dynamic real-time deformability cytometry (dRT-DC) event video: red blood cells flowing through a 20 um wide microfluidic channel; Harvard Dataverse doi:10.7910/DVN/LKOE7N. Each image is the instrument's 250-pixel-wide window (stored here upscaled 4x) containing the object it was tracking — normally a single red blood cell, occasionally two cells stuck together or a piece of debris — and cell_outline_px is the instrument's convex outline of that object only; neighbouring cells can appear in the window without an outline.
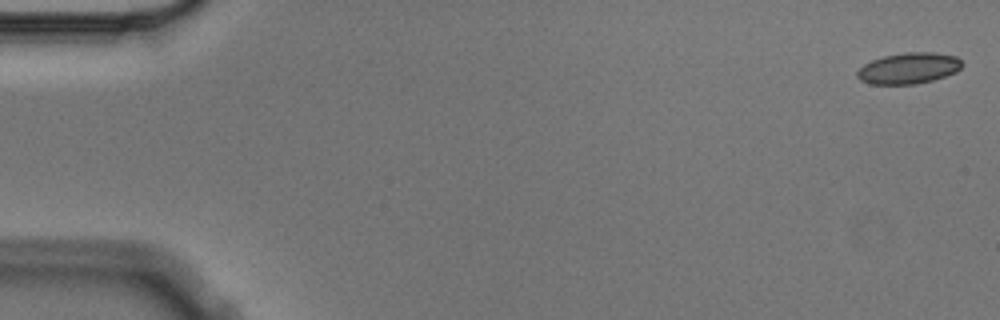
{"species": "Egyptian fruit bat (a non-hibernating species)", "species_latin": "Rousettus aegyptiacus", "temperature_condition": "cold", "stored_images_in_passage": 10, "camera_frame_rate_fps": 3000, "um_per_image_px": 0.085, "animal": {"sex": "male"}, "frame": {"image": 1, "passage_image": 1, "time_ms": 0.0, "image_size_px": [1000, 320], "cell_outline_px": [[964, 64], [956, 72], [932, 80], [916, 84], [868, 84], [860, 80], [856, 76], [856, 72], [864, 64], [872, 60], [884, 56], [904, 52], [936, 52], [956, 56]], "centroid_in_image_um": [77.23, 5.8], "position_along_channel_um": 7.8, "area_um2": 19.07}}
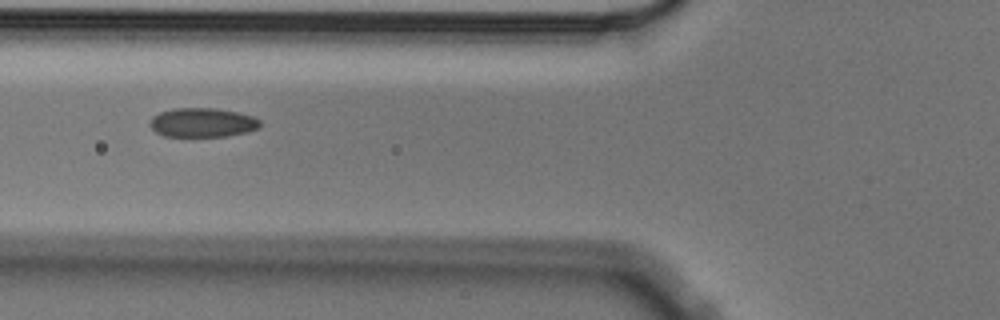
{"frame": {"image": 2, "passage_image": 6, "time_ms": 1.667, "image_size_px": [1000, 320], "cell_outline_px": [[260, 128], [248, 132], [224, 136], [164, 136], [156, 132], [148, 124], [152, 116], [160, 112], [172, 108], [216, 108], [240, 112], [252, 116], [260, 120]], "centroid_in_image_um": [17.21, 10.41], "position_along_channel_um": 108.6, "area_um2": 18.9}}
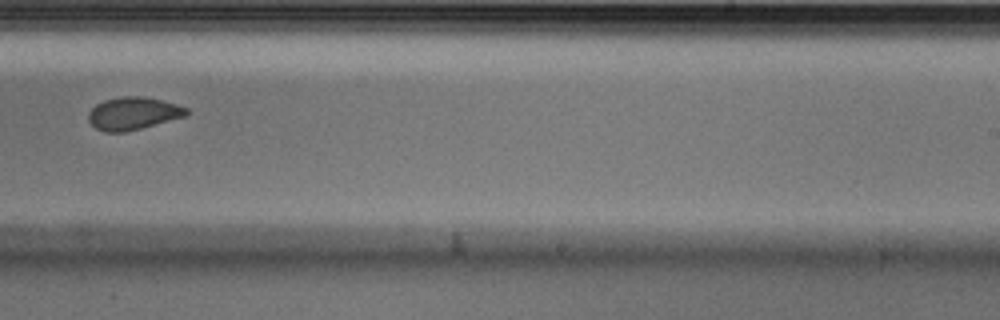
{"frame": {"image": 3, "passage_image": 10, "time_ms": 3.0, "image_size_px": [1000, 320], "cell_outline_px": [[188, 116], [124, 132], [104, 132], [96, 128], [88, 120], [88, 112], [96, 104], [104, 100], [124, 96], [140, 96], [160, 100], [176, 104], [188, 108]], "centroid_in_image_um": [11.31, 9.64], "position_along_channel_um": 277.7, "area_um2": 18.55}}